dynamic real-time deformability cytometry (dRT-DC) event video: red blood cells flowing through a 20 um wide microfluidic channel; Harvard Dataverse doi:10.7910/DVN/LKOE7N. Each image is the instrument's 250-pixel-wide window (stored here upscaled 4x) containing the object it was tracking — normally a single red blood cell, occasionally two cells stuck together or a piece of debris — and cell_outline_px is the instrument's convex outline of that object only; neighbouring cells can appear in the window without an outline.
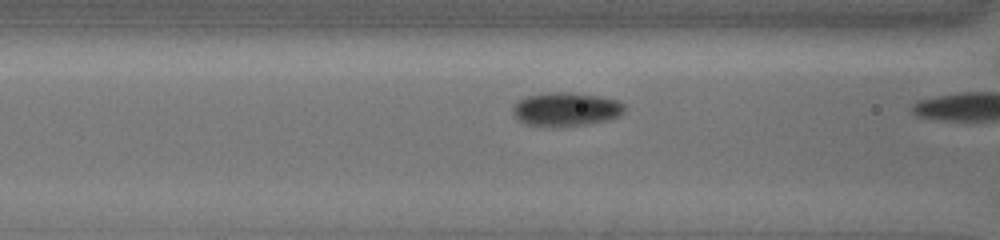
{"species": "common noctule bat (a hibernating species)", "species_latin": "Nyctalus noctula", "temperature_condition": "cold", "stored_images_in_passage": 16, "camera_frame_rate_fps": 3000, "um_per_image_px": 0.085, "animal": {"sex": "female", "body_mass_g": 19.5, "forearm_length_mm": 54.1}, "frame": {"image": 1, "passage_image": 11, "time_ms": 3.333, "image_size_px": [1000, 240], "cell_outline_px": [[624, 112], [620, 116], [608, 120], [588, 124], [560, 128], [548, 128], [524, 124], [516, 120], [512, 116], [512, 108], [520, 100], [528, 96], [548, 92], [572, 92], [600, 96], [620, 100], [624, 104]], "centroid_in_image_um": [48.1, 9.32], "position_along_channel_um": 118.5, "area_um2": 22.72}}
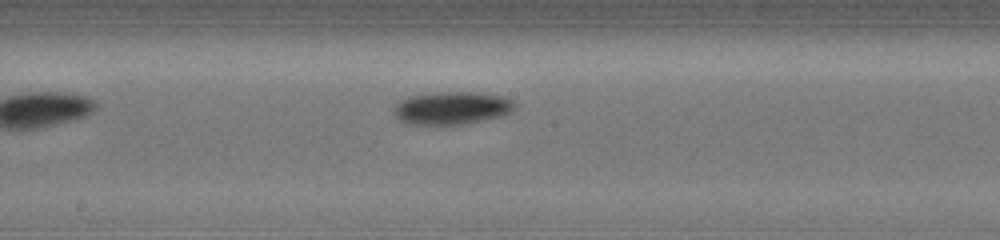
{"frame": {"image": 2, "passage_image": 16, "time_ms": 6.667, "image_size_px": [1000, 240], "cell_outline_px": [[516, 104], [512, 112], [500, 116], [460, 124], [408, 124], [400, 120], [392, 112], [392, 108], [400, 100], [408, 96], [436, 92], [476, 92], [504, 96], [512, 100]], "centroid_in_image_um": [38.38, 9.16], "position_along_channel_um": 209.8, "area_um2": 23.12}}